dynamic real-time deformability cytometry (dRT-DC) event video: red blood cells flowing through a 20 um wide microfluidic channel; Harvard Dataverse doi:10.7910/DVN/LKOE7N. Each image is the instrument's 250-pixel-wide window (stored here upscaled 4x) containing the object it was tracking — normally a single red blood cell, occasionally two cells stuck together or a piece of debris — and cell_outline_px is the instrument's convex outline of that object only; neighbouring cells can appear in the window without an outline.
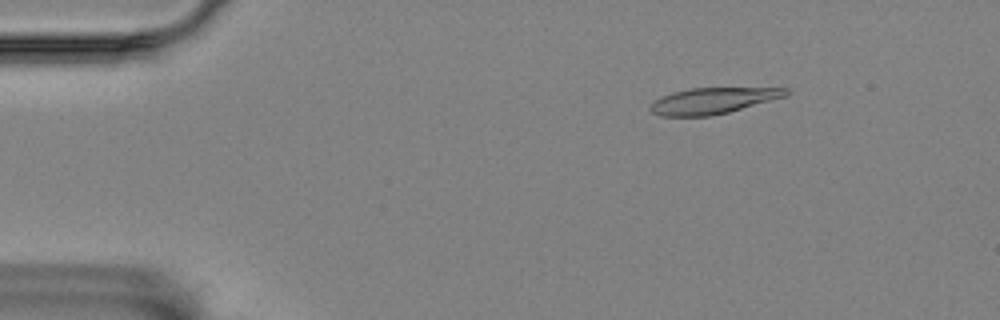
{"species": "Egyptian fruit bat (a non-hibernating species)", "species_latin": "Rousettus aegyptiacus", "temperature_condition": "room temperature", "stored_images_in_passage": 6, "camera_frame_rate_fps": 3000, "um_per_image_px": 0.085, "animal": {"sex": "female"}, "frame": {"image": 1, "passage_image": 3, "time_ms": 0.667, "image_size_px": [1000, 320], "cell_outline_px": [[788, 96], [728, 112], [712, 116], [660, 116], [652, 112], [648, 108], [648, 104], [672, 92], [692, 88], [788, 88]], "centroid_in_image_um": [60.58, 8.57], "position_along_channel_um": 24.4, "area_um2": 20.58}}
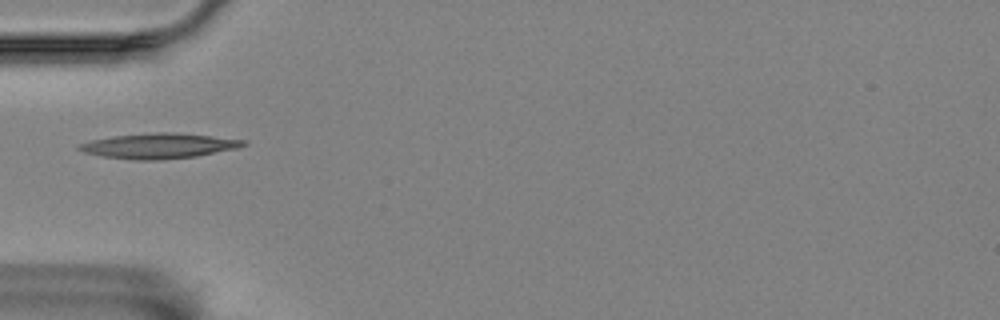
{"frame": {"image": 2, "passage_image": 6, "time_ms": 1.667, "image_size_px": [1000, 320], "cell_outline_px": [[248, 144], [240, 148], [196, 156], [160, 160], [132, 160], [104, 156], [84, 152], [76, 148], [80, 144], [92, 140], [112, 136], [156, 132], [172, 132], [212, 136], [248, 140]], "centroid_in_image_um": [13.57, 12.4], "position_along_channel_um": 71.4, "area_um2": 24.16}}